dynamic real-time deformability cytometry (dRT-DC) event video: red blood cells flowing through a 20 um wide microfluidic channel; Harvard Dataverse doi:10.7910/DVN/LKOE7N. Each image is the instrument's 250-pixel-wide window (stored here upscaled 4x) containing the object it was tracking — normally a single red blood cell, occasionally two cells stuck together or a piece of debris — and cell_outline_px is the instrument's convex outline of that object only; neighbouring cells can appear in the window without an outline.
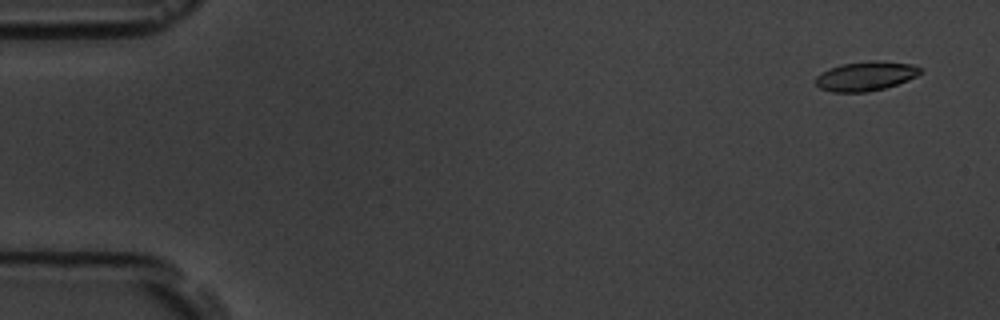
{"species": "common noctule bat (a hibernating species)", "species_latin": "Nyctalus noctula", "temperature_condition": "room temperature", "stored_images_in_passage": 6, "segment_of_instrument_passage": [2, 2], "camera_frame_rate_fps": 3000, "um_per_image_px": 0.085, "animal": {"sex": "male", "body_mass_g": 19.5, "forearm_length_mm": 54.6}, "frame": {"image": 1, "passage_image": 6, "time_ms": 1.667, "image_size_px": [1000, 320], "cell_outline_px": [[920, 72], [916, 76], [908, 80], [884, 88], [868, 92], [832, 92], [820, 88], [816, 84], [816, 76], [828, 68], [840, 64], [872, 60], [912, 64], [920, 68]], "centroid_in_image_um": [73.54, 6.47], "position_along_channel_um": 11.5, "area_um2": 17.8}}